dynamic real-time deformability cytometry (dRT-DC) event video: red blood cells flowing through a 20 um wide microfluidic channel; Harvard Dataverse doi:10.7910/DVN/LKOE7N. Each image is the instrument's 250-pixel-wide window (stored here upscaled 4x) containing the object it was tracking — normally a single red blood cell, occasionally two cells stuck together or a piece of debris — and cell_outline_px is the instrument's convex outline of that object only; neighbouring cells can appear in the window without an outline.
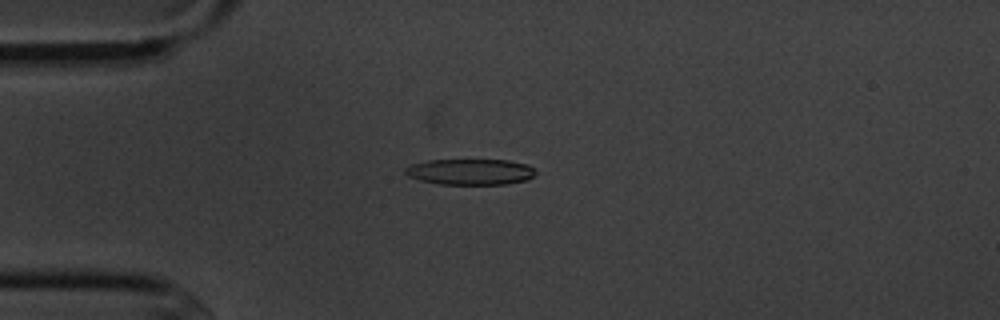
{"species": "common noctule bat (a hibernating species)", "species_latin": "Nyctalus noctula", "temperature_condition": "cold", "stored_images_in_passage": 6, "camera_frame_rate_fps": 3000, "um_per_image_px": 0.085, "animal": {"sex": "male", "body_mass_g": 20.1, "forearm_length_mm": 53.5}, "frame": {"image": 1, "passage_image": 4, "time_ms": 3.333, "image_size_px": [1000, 320], "cell_outline_px": [[536, 172], [528, 180], [508, 184], [440, 184], [420, 180], [408, 176], [404, 172], [404, 168], [412, 164], [428, 160], [508, 160], [528, 164]], "centroid_in_image_um": [39.98, 14.6], "position_along_channel_um": 45.0, "area_um2": 19.71}}
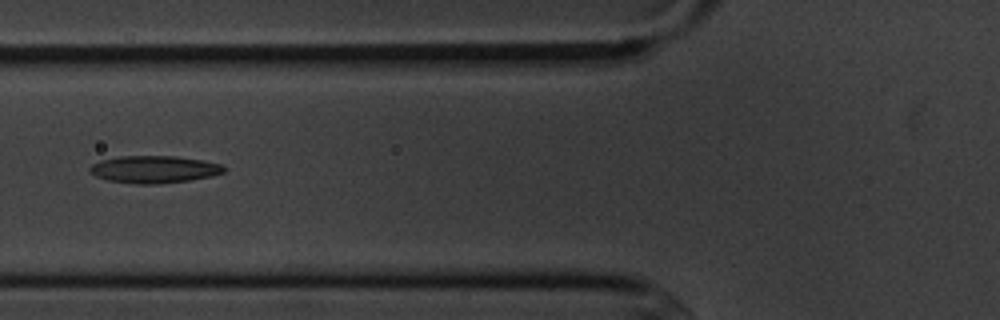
{"frame": {"image": 2, "passage_image": 6, "time_ms": 5.667, "image_size_px": [1000, 320], "cell_outline_px": [[224, 172], [212, 176], [188, 180], [156, 184], [136, 184], [108, 180], [96, 176], [88, 168], [92, 164], [100, 160], [120, 156], [176, 156], [204, 160], [220, 164], [224, 168]], "centroid_in_image_um": [13.09, 14.39], "position_along_channel_um": 112.7, "area_um2": 21.21}}